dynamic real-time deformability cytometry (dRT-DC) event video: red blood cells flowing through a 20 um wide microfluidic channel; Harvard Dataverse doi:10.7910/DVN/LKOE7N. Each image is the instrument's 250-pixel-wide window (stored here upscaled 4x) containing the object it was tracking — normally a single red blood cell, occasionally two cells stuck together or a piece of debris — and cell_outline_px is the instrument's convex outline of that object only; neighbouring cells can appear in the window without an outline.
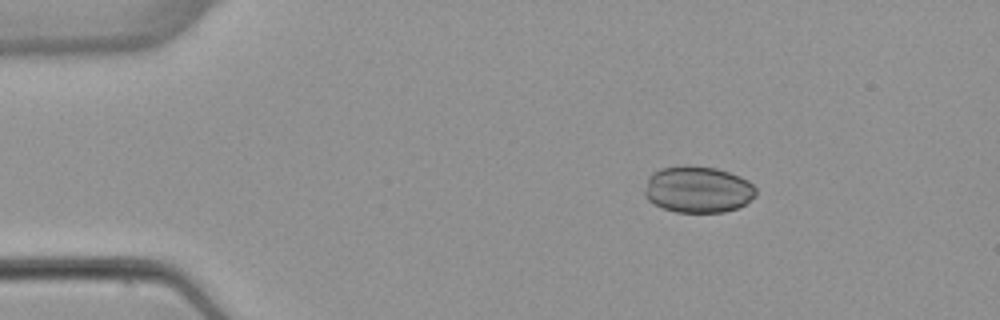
{"species": "common noctule bat (a hibernating species)", "species_latin": "Nyctalus noctula", "temperature_condition": "warm", "stored_images_in_passage": 5, "camera_frame_rate_fps": 3000, "um_per_image_px": 0.085, "animal": {"sex": "female", "body_mass_g": 22.7, "forearm_length_mm": 54.2}, "frame": {"image": 1, "passage_image": 3, "time_ms": 2.667, "image_size_px": [1000, 320], "cell_outline_px": [[756, 196], [744, 204], [736, 208], [724, 212], [676, 212], [664, 208], [648, 200], [644, 196], [644, 188], [648, 176], [652, 172], [660, 168], [680, 164], [688, 164], [716, 168], [740, 176], [748, 180], [756, 188]], "centroid_in_image_um": [59.29, 16.08], "position_along_channel_um": 25.7, "area_um2": 30.58}}